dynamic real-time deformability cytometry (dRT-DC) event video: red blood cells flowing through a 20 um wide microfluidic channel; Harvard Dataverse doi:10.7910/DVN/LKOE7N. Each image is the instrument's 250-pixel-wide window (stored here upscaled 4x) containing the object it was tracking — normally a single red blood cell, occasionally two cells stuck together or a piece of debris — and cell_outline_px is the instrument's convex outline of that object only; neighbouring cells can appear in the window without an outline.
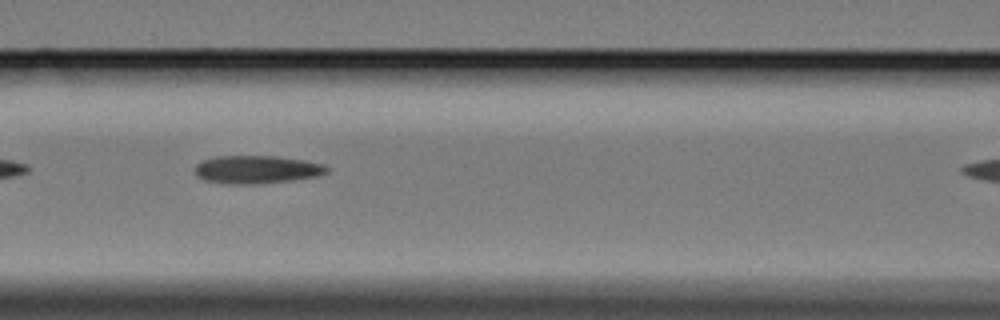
{"species": "Egyptian fruit bat (a non-hibernating species)", "species_latin": "Rousettus aegyptiacus", "temperature_condition": "cold", "stored_images_in_passage": 30, "camera_frame_rate_fps": 3000, "um_per_image_px": 0.085, "animal": {"sex": "female"}, "frame": {"image": 1, "passage_image": 7, "time_ms": 2.0, "image_size_px": [1000, 320], "cell_outline_px": [[328, 172], [316, 176], [292, 180], [256, 184], [224, 184], [204, 180], [196, 176], [196, 164], [200, 160], [216, 156], [276, 156], [304, 160], [324, 164], [328, 168]], "centroid_in_image_um": [21.78, 14.41], "position_along_channel_um": 144.8, "area_um2": 21.68}}
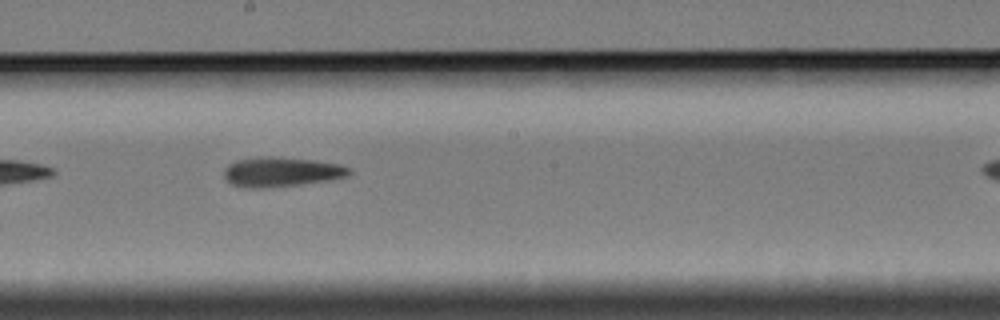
{"frame": {"image": 2, "passage_image": 14, "time_ms": 4.333, "image_size_px": [1000, 320], "cell_outline_px": [[352, 172], [348, 176], [328, 180], [300, 184], [260, 188], [252, 188], [232, 184], [224, 176], [224, 168], [228, 164], [236, 160], [268, 156], [272, 156], [316, 160], [340, 164], [352, 168]], "centroid_in_image_um": [23.95, 14.59], "position_along_channel_um": 224.2, "area_um2": 21.56}}
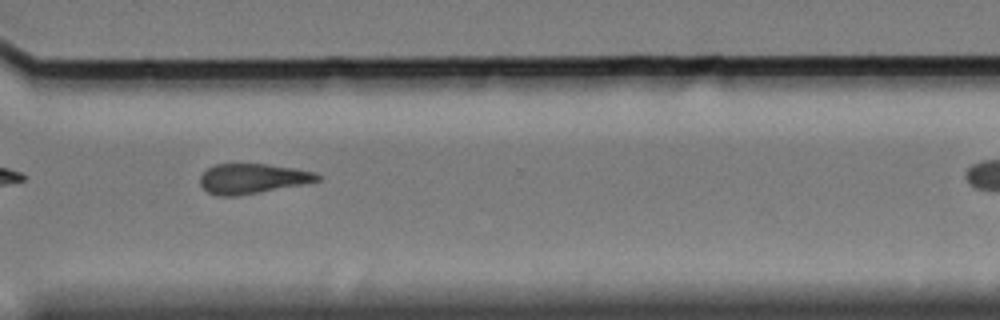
{"frame": {"image": 3, "passage_image": 25, "time_ms": 8.0, "image_size_px": [1000, 320], "cell_outline_px": [[324, 176], [320, 180], [304, 184], [236, 196], [216, 196], [208, 192], [200, 184], [200, 176], [208, 168], [216, 164], [268, 164], [296, 168], [316, 172]], "centroid_in_image_um": [21.5, 15.18], "position_along_channel_um": 349.1, "area_um2": 20.58}}